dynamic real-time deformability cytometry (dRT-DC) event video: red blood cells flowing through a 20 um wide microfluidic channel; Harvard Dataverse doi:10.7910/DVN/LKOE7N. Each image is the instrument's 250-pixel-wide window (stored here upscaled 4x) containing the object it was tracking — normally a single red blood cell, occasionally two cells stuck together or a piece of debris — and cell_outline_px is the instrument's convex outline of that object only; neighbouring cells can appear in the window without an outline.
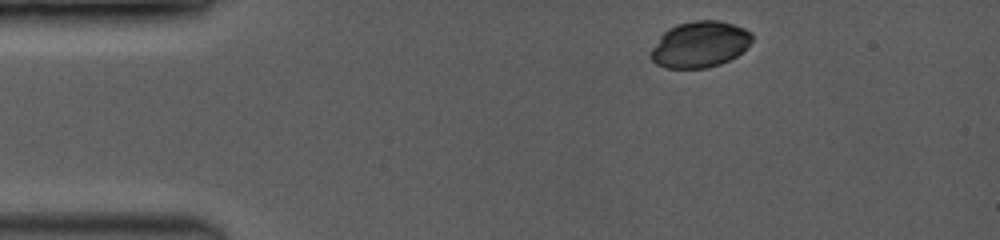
{"species": "common noctule bat (a hibernating species)", "species_latin": "Nyctalus noctula", "temperature_condition": "room temperature", "stored_images_in_passage": 5, "camera_frame_rate_fps": 3500, "um_per_image_px": 0.085, "animal": {"sex": "female", "body_mass_g": 19.0, "forearm_length_mm": 53.3}, "frame": {"image": 1, "passage_image": 1, "time_ms": 0.0, "image_size_px": [1000, 240], "cell_outline_px": [[752, 40], [736, 56], [720, 64], [708, 68], [664, 68], [656, 64], [648, 56], [652, 48], [660, 36], [668, 28], [680, 24], [696, 20], [716, 20], [732, 24], [744, 28], [752, 32]], "centroid_in_image_um": [59.45, 3.78], "position_along_channel_um": 25.5, "area_um2": 27.11}}
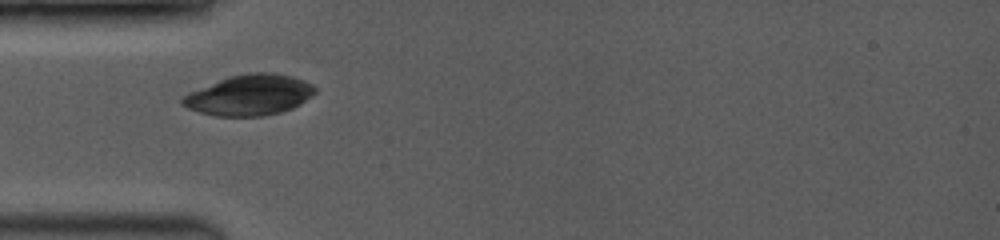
{"frame": {"image": 2, "passage_image": 4, "time_ms": 2.571, "image_size_px": [1000, 240], "cell_outline_px": [[316, 92], [312, 96], [300, 104], [292, 108], [280, 112], [264, 116], [216, 116], [200, 112], [188, 108], [180, 104], [180, 100], [184, 96], [192, 92], [228, 76], [252, 72], [268, 72], [288, 76], [312, 84], [316, 88]], "centroid_in_image_um": [21.21, 8.09], "position_along_channel_um": 63.8, "area_um2": 30.98}}